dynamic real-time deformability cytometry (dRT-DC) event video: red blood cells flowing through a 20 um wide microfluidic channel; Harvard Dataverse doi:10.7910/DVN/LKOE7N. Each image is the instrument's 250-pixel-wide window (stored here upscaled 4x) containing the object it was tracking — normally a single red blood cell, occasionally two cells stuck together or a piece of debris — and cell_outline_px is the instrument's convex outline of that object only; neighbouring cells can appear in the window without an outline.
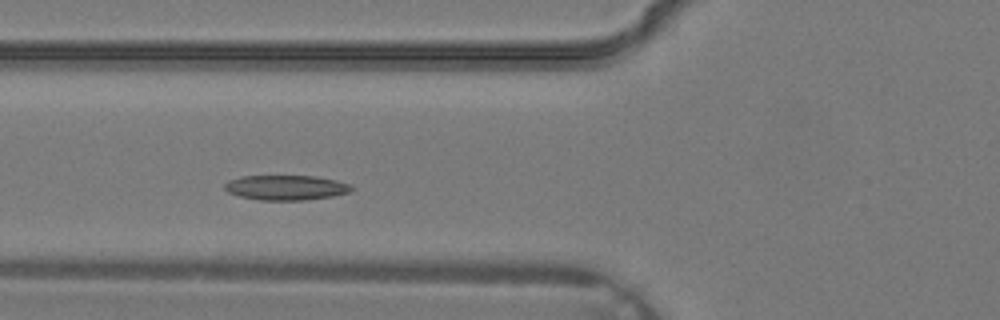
{"species": "common noctule bat (a hibernating species)", "species_latin": "Nyctalus noctula", "temperature_condition": "warm", "stored_images_in_passage": 29, "camera_frame_rate_fps": 3000, "um_per_image_px": 0.085, "animal": {"sex": "male", "body_mass_g": 19.2, "forearm_length_mm": 51.8}, "frame": {"image": 1, "passage_image": 7, "time_ms": 2.0, "image_size_px": [1000, 320], "cell_outline_px": [[356, 188], [348, 192], [332, 196], [304, 200], [260, 200], [240, 196], [228, 192], [224, 188], [224, 184], [228, 180], [240, 176], [316, 176], [336, 180], [352, 184]], "centroid_in_image_um": [24.32, 15.94], "position_along_channel_um": 101.5, "area_um2": 18.5}}
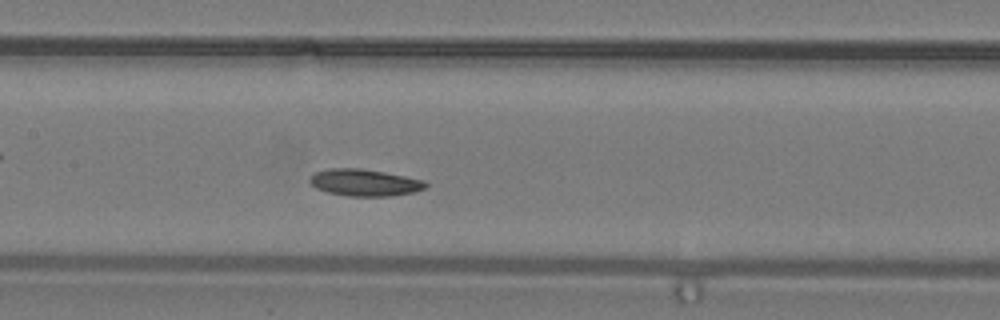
{"frame": {"image": 2, "passage_image": 11, "time_ms": 3.333, "image_size_px": [1000, 320], "cell_outline_px": [[428, 184], [424, 188], [412, 192], [392, 196], [348, 196], [324, 192], [316, 188], [308, 180], [316, 172], [328, 168], [360, 168], [384, 172], [424, 180]], "centroid_in_image_um": [30.96, 15.52], "position_along_channel_um": 176.4, "area_um2": 18.09}}
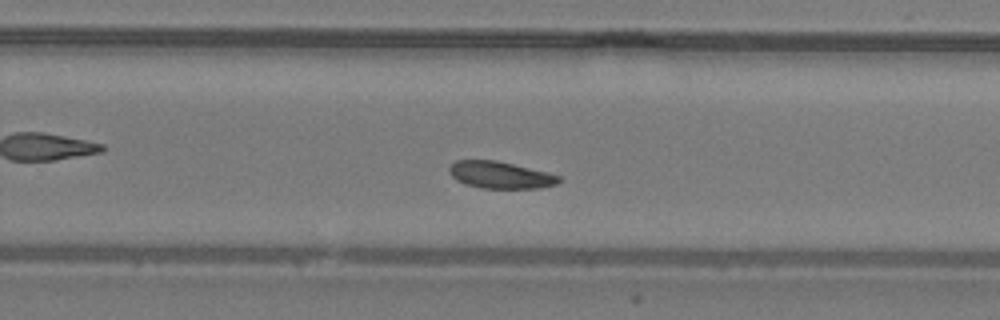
{"frame": {"image": 3, "passage_image": 17, "time_ms": 5.333, "image_size_px": [1000, 320], "cell_outline_px": [[560, 180], [556, 184], [540, 188], [480, 188], [464, 184], [456, 180], [448, 172], [448, 168], [456, 160], [496, 160], [548, 172], [560, 176]], "centroid_in_image_um": [42.5, 14.87], "position_along_channel_um": 287.3, "area_um2": 17.28}}